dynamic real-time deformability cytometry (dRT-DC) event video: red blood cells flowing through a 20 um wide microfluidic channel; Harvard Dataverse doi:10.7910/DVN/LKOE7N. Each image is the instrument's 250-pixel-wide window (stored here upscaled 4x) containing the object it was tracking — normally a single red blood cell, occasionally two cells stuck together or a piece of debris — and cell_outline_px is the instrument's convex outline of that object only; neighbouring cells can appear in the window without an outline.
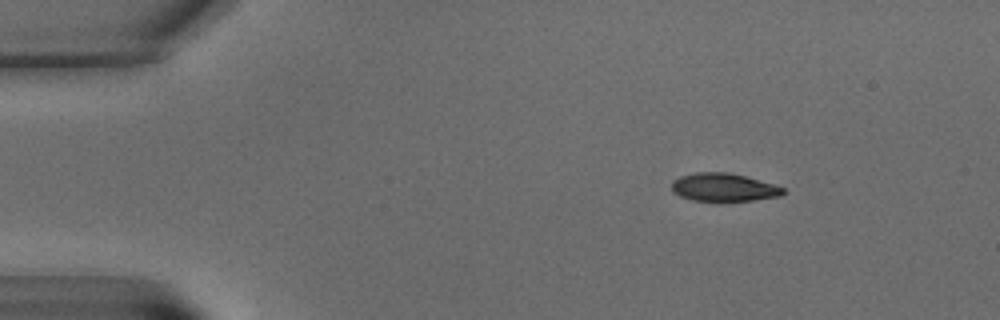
{"species": "common noctule bat (a hibernating species)", "species_latin": "Nyctalus noctula", "temperature_condition": "warm", "stored_images_in_passage": 4, "camera_frame_rate_fps": 3000, "um_per_image_px": 0.085, "animal": {"sex": "male", "body_mass_g": 15.6}, "frame": {"image": 1, "passage_image": 1, "time_ms": 0.0, "image_size_px": [1000, 320], "cell_outline_px": [[784, 192], [780, 196], [752, 200], [720, 204], [692, 200], [680, 196], [672, 192], [672, 180], [680, 176], [696, 172], [728, 172], [744, 176], [772, 184], [784, 188]], "centroid_in_image_um": [61.45, 15.96], "position_along_channel_um": 23.5, "area_um2": 18.79}}
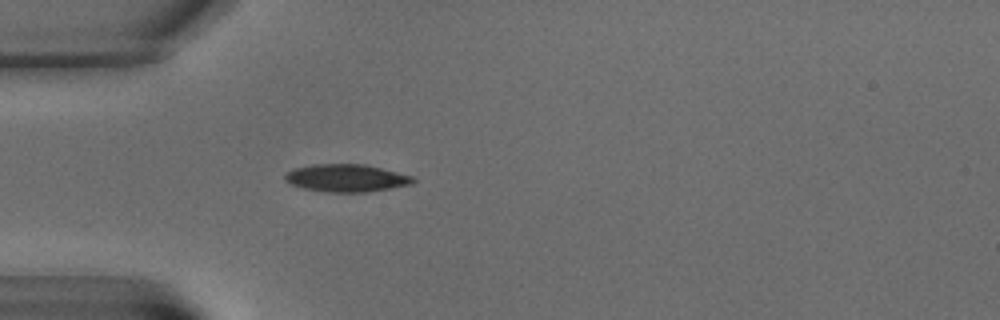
{"frame": {"image": 2, "passage_image": 4, "time_ms": 3.667, "image_size_px": [1000, 320], "cell_outline_px": [[416, 180], [412, 184], [392, 188], [364, 192], [328, 192], [304, 188], [292, 184], [284, 180], [284, 176], [288, 172], [296, 168], [312, 164], [364, 164], [412, 176]], "centroid_in_image_um": [29.45, 15.13], "position_along_channel_um": 55.6, "area_um2": 20.35}}